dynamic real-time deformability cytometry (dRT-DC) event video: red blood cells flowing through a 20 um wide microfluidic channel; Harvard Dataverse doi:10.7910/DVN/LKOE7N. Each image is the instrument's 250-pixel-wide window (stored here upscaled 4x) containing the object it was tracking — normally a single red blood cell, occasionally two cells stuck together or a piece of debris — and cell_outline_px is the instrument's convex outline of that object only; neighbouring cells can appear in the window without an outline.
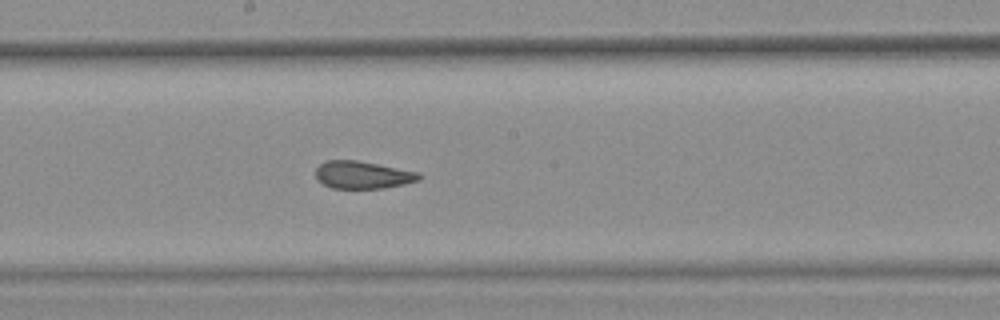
{"species": "common noctule bat (a hibernating species)", "species_latin": "Nyctalus noctula", "temperature_condition": "warm", "stored_images_in_passage": 9, "segment_of_instrument_passage": [2, 2], "camera_frame_rate_fps": 3000, "um_per_image_px": 0.085, "animal": {"sex": "female", "body_mass_g": 25.1}, "frame": {"image": 1, "passage_image": 9, "time_ms": 2.667, "image_size_px": [1000, 320], "cell_outline_px": [[420, 180], [404, 184], [380, 188], [332, 188], [316, 180], [316, 168], [324, 160], [356, 160], [420, 172]], "centroid_in_image_um": [30.8, 14.86], "position_along_channel_um": 217.4, "area_um2": 16.53}}